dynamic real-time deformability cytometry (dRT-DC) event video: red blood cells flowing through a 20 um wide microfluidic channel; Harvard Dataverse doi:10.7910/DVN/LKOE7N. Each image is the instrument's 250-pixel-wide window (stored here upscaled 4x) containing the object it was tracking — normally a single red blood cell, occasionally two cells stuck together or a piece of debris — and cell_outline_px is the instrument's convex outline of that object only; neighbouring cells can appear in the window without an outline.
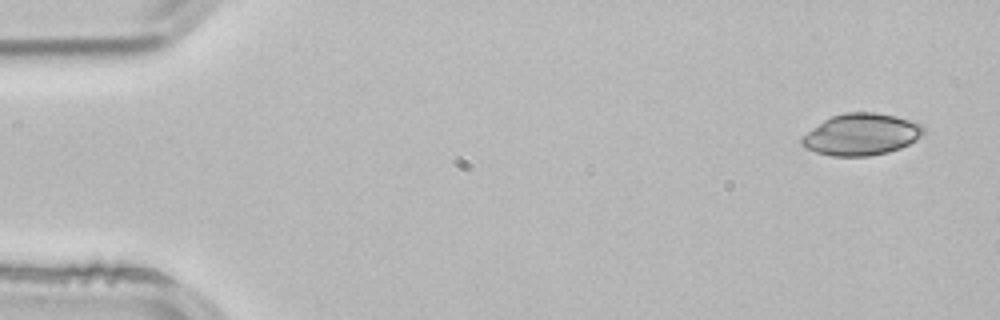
{"species": "common noctule bat (a hibernating species)", "species_latin": "Nyctalus noctula", "temperature_condition": "room temperature", "stored_images_in_passage": 3, "camera_frame_rate_fps": 3000, "um_per_image_px": 0.085, "animal": {"sex": "male", "body_mass_g": 21.5, "forearm_length_mm": 52.0}, "frame": {"image": 1, "passage_image": 1, "time_ms": 0.0, "image_size_px": [1000, 320], "cell_outline_px": [[924, 136], [900, 148], [888, 152], [868, 156], [832, 156], [816, 152], [804, 148], [800, 144], [800, 136], [824, 120], [832, 116], [844, 112], [876, 112], [896, 116], [920, 124], [924, 128]], "centroid_in_image_um": [73.18, 11.43], "position_along_channel_um": 11.8, "area_um2": 29.77}}